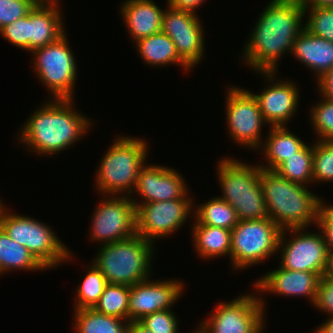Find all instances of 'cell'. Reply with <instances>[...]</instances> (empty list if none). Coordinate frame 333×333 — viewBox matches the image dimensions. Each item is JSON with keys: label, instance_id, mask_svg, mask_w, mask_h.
Wrapping results in <instances>:
<instances>
[{"label": "cell", "instance_id": "1", "mask_svg": "<svg viewBox=\"0 0 333 333\" xmlns=\"http://www.w3.org/2000/svg\"><path fill=\"white\" fill-rule=\"evenodd\" d=\"M304 18L299 0H271L245 44L242 59L254 71L277 72V61L284 53H292L294 41L304 30Z\"/></svg>", "mask_w": 333, "mask_h": 333}, {"label": "cell", "instance_id": "2", "mask_svg": "<svg viewBox=\"0 0 333 333\" xmlns=\"http://www.w3.org/2000/svg\"><path fill=\"white\" fill-rule=\"evenodd\" d=\"M73 105V99L47 100L20 129V143L38 155H52L78 142L93 123Z\"/></svg>", "mask_w": 333, "mask_h": 333}, {"label": "cell", "instance_id": "3", "mask_svg": "<svg viewBox=\"0 0 333 333\" xmlns=\"http://www.w3.org/2000/svg\"><path fill=\"white\" fill-rule=\"evenodd\" d=\"M260 184L268 215L281 230L306 229L310 224H318L323 201L306 185L265 169L260 172Z\"/></svg>", "mask_w": 333, "mask_h": 333}, {"label": "cell", "instance_id": "4", "mask_svg": "<svg viewBox=\"0 0 333 333\" xmlns=\"http://www.w3.org/2000/svg\"><path fill=\"white\" fill-rule=\"evenodd\" d=\"M148 148L145 139L128 136L116 138L103 156L98 174L95 175L97 191L107 196L135 193L133 191L139 171L145 165Z\"/></svg>", "mask_w": 333, "mask_h": 333}, {"label": "cell", "instance_id": "5", "mask_svg": "<svg viewBox=\"0 0 333 333\" xmlns=\"http://www.w3.org/2000/svg\"><path fill=\"white\" fill-rule=\"evenodd\" d=\"M262 168L248 165L234 158H222L218 162L217 177L223 196L235 210L239 220L270 218L260 184Z\"/></svg>", "mask_w": 333, "mask_h": 333}, {"label": "cell", "instance_id": "6", "mask_svg": "<svg viewBox=\"0 0 333 333\" xmlns=\"http://www.w3.org/2000/svg\"><path fill=\"white\" fill-rule=\"evenodd\" d=\"M154 245L135 234L110 244H102L92 263L108 284L132 286L150 279Z\"/></svg>", "mask_w": 333, "mask_h": 333}, {"label": "cell", "instance_id": "7", "mask_svg": "<svg viewBox=\"0 0 333 333\" xmlns=\"http://www.w3.org/2000/svg\"><path fill=\"white\" fill-rule=\"evenodd\" d=\"M7 210L4 204L0 212V226L13 241L25 246L46 270L73 258V254L46 223Z\"/></svg>", "mask_w": 333, "mask_h": 333}, {"label": "cell", "instance_id": "8", "mask_svg": "<svg viewBox=\"0 0 333 333\" xmlns=\"http://www.w3.org/2000/svg\"><path fill=\"white\" fill-rule=\"evenodd\" d=\"M281 231L270 218L239 220L231 230L229 259L234 269L258 265L277 254Z\"/></svg>", "mask_w": 333, "mask_h": 333}, {"label": "cell", "instance_id": "9", "mask_svg": "<svg viewBox=\"0 0 333 333\" xmlns=\"http://www.w3.org/2000/svg\"><path fill=\"white\" fill-rule=\"evenodd\" d=\"M66 35L31 53L35 56L33 68L37 78L44 83L52 98L74 100V86L78 71Z\"/></svg>", "mask_w": 333, "mask_h": 333}, {"label": "cell", "instance_id": "10", "mask_svg": "<svg viewBox=\"0 0 333 333\" xmlns=\"http://www.w3.org/2000/svg\"><path fill=\"white\" fill-rule=\"evenodd\" d=\"M243 294L232 301L220 302L194 333H262L265 304L262 297Z\"/></svg>", "mask_w": 333, "mask_h": 333}, {"label": "cell", "instance_id": "11", "mask_svg": "<svg viewBox=\"0 0 333 333\" xmlns=\"http://www.w3.org/2000/svg\"><path fill=\"white\" fill-rule=\"evenodd\" d=\"M304 230L306 229L281 231L278 243V251L281 252L279 265L288 270L309 271L323 277L329 267V252L324 235L322 231L309 233ZM288 231H291L293 238L285 240Z\"/></svg>", "mask_w": 333, "mask_h": 333}, {"label": "cell", "instance_id": "12", "mask_svg": "<svg viewBox=\"0 0 333 333\" xmlns=\"http://www.w3.org/2000/svg\"><path fill=\"white\" fill-rule=\"evenodd\" d=\"M227 90L225 116L230 138L248 149L260 148L262 126L266 122L256 98L252 92L237 86Z\"/></svg>", "mask_w": 333, "mask_h": 333}, {"label": "cell", "instance_id": "13", "mask_svg": "<svg viewBox=\"0 0 333 333\" xmlns=\"http://www.w3.org/2000/svg\"><path fill=\"white\" fill-rule=\"evenodd\" d=\"M130 197L110 195L97 205L92 214L90 239L104 245L137 234L136 206Z\"/></svg>", "mask_w": 333, "mask_h": 333}, {"label": "cell", "instance_id": "14", "mask_svg": "<svg viewBox=\"0 0 333 333\" xmlns=\"http://www.w3.org/2000/svg\"><path fill=\"white\" fill-rule=\"evenodd\" d=\"M193 199L188 194L182 199L134 204L136 233L154 243L155 238L168 237L177 231L193 212Z\"/></svg>", "mask_w": 333, "mask_h": 333}, {"label": "cell", "instance_id": "15", "mask_svg": "<svg viewBox=\"0 0 333 333\" xmlns=\"http://www.w3.org/2000/svg\"><path fill=\"white\" fill-rule=\"evenodd\" d=\"M166 8L161 31L172 39L179 57L192 69L204 58V27L196 13Z\"/></svg>", "mask_w": 333, "mask_h": 333}, {"label": "cell", "instance_id": "16", "mask_svg": "<svg viewBox=\"0 0 333 333\" xmlns=\"http://www.w3.org/2000/svg\"><path fill=\"white\" fill-rule=\"evenodd\" d=\"M184 284L178 280L146 279L130 286L129 321H140L154 312L169 310L183 294Z\"/></svg>", "mask_w": 333, "mask_h": 333}, {"label": "cell", "instance_id": "17", "mask_svg": "<svg viewBox=\"0 0 333 333\" xmlns=\"http://www.w3.org/2000/svg\"><path fill=\"white\" fill-rule=\"evenodd\" d=\"M268 79L269 87L262 93L253 94L256 98L264 121L271 126H286L294 117L299 106V90L293 81L274 80L276 72H258ZM273 83V84H272Z\"/></svg>", "mask_w": 333, "mask_h": 333}, {"label": "cell", "instance_id": "18", "mask_svg": "<svg viewBox=\"0 0 333 333\" xmlns=\"http://www.w3.org/2000/svg\"><path fill=\"white\" fill-rule=\"evenodd\" d=\"M185 182L177 170L164 165L145 164L139 171L134 190L144 199L142 202L132 201L134 204H146L182 199L190 192Z\"/></svg>", "mask_w": 333, "mask_h": 333}, {"label": "cell", "instance_id": "19", "mask_svg": "<svg viewBox=\"0 0 333 333\" xmlns=\"http://www.w3.org/2000/svg\"><path fill=\"white\" fill-rule=\"evenodd\" d=\"M321 276L309 271L288 270L279 266L255 282L257 291L284 296H305L314 304Z\"/></svg>", "mask_w": 333, "mask_h": 333}, {"label": "cell", "instance_id": "20", "mask_svg": "<svg viewBox=\"0 0 333 333\" xmlns=\"http://www.w3.org/2000/svg\"><path fill=\"white\" fill-rule=\"evenodd\" d=\"M58 3V4H57ZM59 2L35 5L29 12V51L56 42L65 34Z\"/></svg>", "mask_w": 333, "mask_h": 333}, {"label": "cell", "instance_id": "21", "mask_svg": "<svg viewBox=\"0 0 333 333\" xmlns=\"http://www.w3.org/2000/svg\"><path fill=\"white\" fill-rule=\"evenodd\" d=\"M123 3L120 12L133 42L161 32L165 10L153 0H126Z\"/></svg>", "mask_w": 333, "mask_h": 333}, {"label": "cell", "instance_id": "22", "mask_svg": "<svg viewBox=\"0 0 333 333\" xmlns=\"http://www.w3.org/2000/svg\"><path fill=\"white\" fill-rule=\"evenodd\" d=\"M291 54L314 71L317 80L333 68V43L305 28L294 41Z\"/></svg>", "mask_w": 333, "mask_h": 333}, {"label": "cell", "instance_id": "23", "mask_svg": "<svg viewBox=\"0 0 333 333\" xmlns=\"http://www.w3.org/2000/svg\"><path fill=\"white\" fill-rule=\"evenodd\" d=\"M270 130L267 140L259 148L261 150L264 147L262 153L265 155L267 164L259 166L262 169L274 171L287 158L295 155L305 142L292 134L286 126H271Z\"/></svg>", "mask_w": 333, "mask_h": 333}, {"label": "cell", "instance_id": "24", "mask_svg": "<svg viewBox=\"0 0 333 333\" xmlns=\"http://www.w3.org/2000/svg\"><path fill=\"white\" fill-rule=\"evenodd\" d=\"M138 54L146 64L153 67H161L171 64H179L185 70L191 68L179 57L172 39L164 32L155 33L149 37L135 42ZM160 65V66H159Z\"/></svg>", "mask_w": 333, "mask_h": 333}, {"label": "cell", "instance_id": "25", "mask_svg": "<svg viewBox=\"0 0 333 333\" xmlns=\"http://www.w3.org/2000/svg\"><path fill=\"white\" fill-rule=\"evenodd\" d=\"M193 226L192 242L200 258L214 259L227 254L230 257L231 230L202 224Z\"/></svg>", "mask_w": 333, "mask_h": 333}, {"label": "cell", "instance_id": "26", "mask_svg": "<svg viewBox=\"0 0 333 333\" xmlns=\"http://www.w3.org/2000/svg\"><path fill=\"white\" fill-rule=\"evenodd\" d=\"M12 269L46 270L25 246L13 241L0 226V275Z\"/></svg>", "mask_w": 333, "mask_h": 333}, {"label": "cell", "instance_id": "27", "mask_svg": "<svg viewBox=\"0 0 333 333\" xmlns=\"http://www.w3.org/2000/svg\"><path fill=\"white\" fill-rule=\"evenodd\" d=\"M74 314L76 333H127L129 321L105 315L94 308L74 310Z\"/></svg>", "mask_w": 333, "mask_h": 333}, {"label": "cell", "instance_id": "28", "mask_svg": "<svg viewBox=\"0 0 333 333\" xmlns=\"http://www.w3.org/2000/svg\"><path fill=\"white\" fill-rule=\"evenodd\" d=\"M196 207L194 224L232 230L239 221L234 208L218 196Z\"/></svg>", "mask_w": 333, "mask_h": 333}, {"label": "cell", "instance_id": "29", "mask_svg": "<svg viewBox=\"0 0 333 333\" xmlns=\"http://www.w3.org/2000/svg\"><path fill=\"white\" fill-rule=\"evenodd\" d=\"M287 180L306 185L313 183V144L306 143L291 157L282 162L275 170Z\"/></svg>", "mask_w": 333, "mask_h": 333}, {"label": "cell", "instance_id": "30", "mask_svg": "<svg viewBox=\"0 0 333 333\" xmlns=\"http://www.w3.org/2000/svg\"><path fill=\"white\" fill-rule=\"evenodd\" d=\"M129 294V285L107 284L94 309L105 315L129 321Z\"/></svg>", "mask_w": 333, "mask_h": 333}, {"label": "cell", "instance_id": "31", "mask_svg": "<svg viewBox=\"0 0 333 333\" xmlns=\"http://www.w3.org/2000/svg\"><path fill=\"white\" fill-rule=\"evenodd\" d=\"M90 265L84 280L76 290L77 301L74 310L94 308L108 284L100 270L93 263Z\"/></svg>", "mask_w": 333, "mask_h": 333}, {"label": "cell", "instance_id": "32", "mask_svg": "<svg viewBox=\"0 0 333 333\" xmlns=\"http://www.w3.org/2000/svg\"><path fill=\"white\" fill-rule=\"evenodd\" d=\"M313 183L333 181V141L313 142Z\"/></svg>", "mask_w": 333, "mask_h": 333}, {"label": "cell", "instance_id": "33", "mask_svg": "<svg viewBox=\"0 0 333 333\" xmlns=\"http://www.w3.org/2000/svg\"><path fill=\"white\" fill-rule=\"evenodd\" d=\"M309 10L305 29L316 36L333 43V7H304L305 16Z\"/></svg>", "mask_w": 333, "mask_h": 333}, {"label": "cell", "instance_id": "34", "mask_svg": "<svg viewBox=\"0 0 333 333\" xmlns=\"http://www.w3.org/2000/svg\"><path fill=\"white\" fill-rule=\"evenodd\" d=\"M311 108V125L318 135V140L333 141V100L326 97Z\"/></svg>", "mask_w": 333, "mask_h": 333}, {"label": "cell", "instance_id": "35", "mask_svg": "<svg viewBox=\"0 0 333 333\" xmlns=\"http://www.w3.org/2000/svg\"><path fill=\"white\" fill-rule=\"evenodd\" d=\"M152 333H178V319L171 309L154 312L139 321Z\"/></svg>", "mask_w": 333, "mask_h": 333}, {"label": "cell", "instance_id": "36", "mask_svg": "<svg viewBox=\"0 0 333 333\" xmlns=\"http://www.w3.org/2000/svg\"><path fill=\"white\" fill-rule=\"evenodd\" d=\"M35 5L31 0H0V30L28 15Z\"/></svg>", "mask_w": 333, "mask_h": 333}, {"label": "cell", "instance_id": "37", "mask_svg": "<svg viewBox=\"0 0 333 333\" xmlns=\"http://www.w3.org/2000/svg\"><path fill=\"white\" fill-rule=\"evenodd\" d=\"M0 34L13 45L29 51V13L3 27Z\"/></svg>", "mask_w": 333, "mask_h": 333}, {"label": "cell", "instance_id": "38", "mask_svg": "<svg viewBox=\"0 0 333 333\" xmlns=\"http://www.w3.org/2000/svg\"><path fill=\"white\" fill-rule=\"evenodd\" d=\"M313 306L333 316V278L327 275L320 278Z\"/></svg>", "mask_w": 333, "mask_h": 333}, {"label": "cell", "instance_id": "39", "mask_svg": "<svg viewBox=\"0 0 333 333\" xmlns=\"http://www.w3.org/2000/svg\"><path fill=\"white\" fill-rule=\"evenodd\" d=\"M317 226L324 235L328 252H333V217L323 207L319 213Z\"/></svg>", "mask_w": 333, "mask_h": 333}, {"label": "cell", "instance_id": "40", "mask_svg": "<svg viewBox=\"0 0 333 333\" xmlns=\"http://www.w3.org/2000/svg\"><path fill=\"white\" fill-rule=\"evenodd\" d=\"M316 81L321 96L333 100V68Z\"/></svg>", "mask_w": 333, "mask_h": 333}, {"label": "cell", "instance_id": "41", "mask_svg": "<svg viewBox=\"0 0 333 333\" xmlns=\"http://www.w3.org/2000/svg\"><path fill=\"white\" fill-rule=\"evenodd\" d=\"M203 1L205 0H167V6L172 9L196 13L195 11L202 5Z\"/></svg>", "mask_w": 333, "mask_h": 333}, {"label": "cell", "instance_id": "42", "mask_svg": "<svg viewBox=\"0 0 333 333\" xmlns=\"http://www.w3.org/2000/svg\"><path fill=\"white\" fill-rule=\"evenodd\" d=\"M303 7H333V0H299Z\"/></svg>", "mask_w": 333, "mask_h": 333}, {"label": "cell", "instance_id": "43", "mask_svg": "<svg viewBox=\"0 0 333 333\" xmlns=\"http://www.w3.org/2000/svg\"><path fill=\"white\" fill-rule=\"evenodd\" d=\"M127 333H152L139 321H129Z\"/></svg>", "mask_w": 333, "mask_h": 333}, {"label": "cell", "instance_id": "44", "mask_svg": "<svg viewBox=\"0 0 333 333\" xmlns=\"http://www.w3.org/2000/svg\"><path fill=\"white\" fill-rule=\"evenodd\" d=\"M313 333H333V316L326 319Z\"/></svg>", "mask_w": 333, "mask_h": 333}, {"label": "cell", "instance_id": "45", "mask_svg": "<svg viewBox=\"0 0 333 333\" xmlns=\"http://www.w3.org/2000/svg\"><path fill=\"white\" fill-rule=\"evenodd\" d=\"M326 275L333 278V252H329V267Z\"/></svg>", "mask_w": 333, "mask_h": 333}, {"label": "cell", "instance_id": "46", "mask_svg": "<svg viewBox=\"0 0 333 333\" xmlns=\"http://www.w3.org/2000/svg\"><path fill=\"white\" fill-rule=\"evenodd\" d=\"M36 5H46L58 2L57 0H31Z\"/></svg>", "mask_w": 333, "mask_h": 333}, {"label": "cell", "instance_id": "47", "mask_svg": "<svg viewBox=\"0 0 333 333\" xmlns=\"http://www.w3.org/2000/svg\"><path fill=\"white\" fill-rule=\"evenodd\" d=\"M322 202V207L333 217V205H327Z\"/></svg>", "mask_w": 333, "mask_h": 333}, {"label": "cell", "instance_id": "48", "mask_svg": "<svg viewBox=\"0 0 333 333\" xmlns=\"http://www.w3.org/2000/svg\"><path fill=\"white\" fill-rule=\"evenodd\" d=\"M4 203L1 201V199H0V212H1V210H2V208H3V205Z\"/></svg>", "mask_w": 333, "mask_h": 333}]
</instances>
